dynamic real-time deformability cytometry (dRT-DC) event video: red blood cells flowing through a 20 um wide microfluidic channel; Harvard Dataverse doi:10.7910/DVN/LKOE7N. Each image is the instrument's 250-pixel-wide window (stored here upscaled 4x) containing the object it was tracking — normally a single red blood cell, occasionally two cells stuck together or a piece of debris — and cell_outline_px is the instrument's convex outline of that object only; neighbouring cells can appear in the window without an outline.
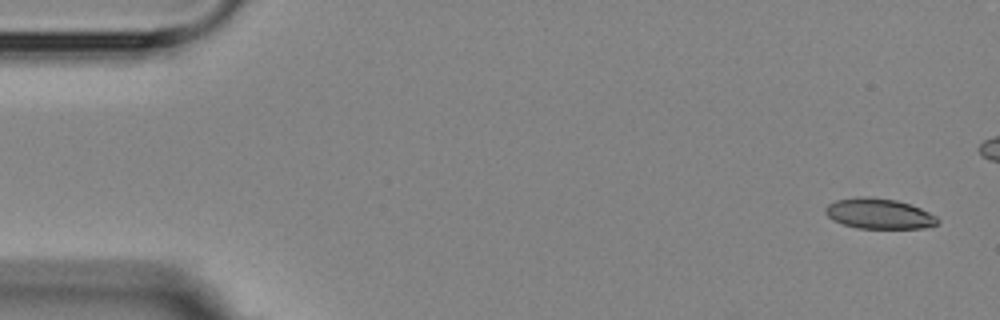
{"species": "Egyptian fruit bat (a non-hibernating species)", "species_latin": "Rousettus aegyptiacus", "temperature_condition": "room temperature", "stored_images_in_passage": 5, "camera_frame_rate_fps": 3000, "um_per_image_px": 0.085, "animal": {"sex": "female"}, "frame": {"image": 1, "passage_image": 1, "time_ms": 0.0, "image_size_px": [1000, 320], "cell_outline_px": [[940, 220], [936, 224], [924, 228], [856, 228], [832, 220], [824, 212], [824, 208], [828, 204], [836, 200], [856, 196], [868, 196], [896, 200], [920, 208], [936, 216]], "centroid_in_image_um": [74.67, 18.15], "position_along_channel_um": 10.3, "area_um2": 19.88}}